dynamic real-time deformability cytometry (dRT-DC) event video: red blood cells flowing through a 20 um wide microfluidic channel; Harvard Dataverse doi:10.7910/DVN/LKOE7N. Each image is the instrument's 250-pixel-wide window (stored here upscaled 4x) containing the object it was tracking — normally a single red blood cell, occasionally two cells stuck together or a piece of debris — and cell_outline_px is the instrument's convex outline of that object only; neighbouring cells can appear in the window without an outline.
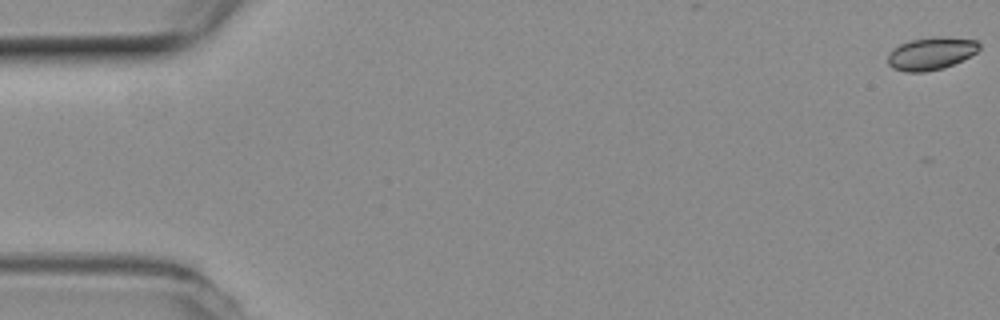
{"species": "common noctule bat (a hibernating species)", "species_latin": "Nyctalus noctula", "temperature_condition": "room temperature", "stored_images_in_passage": 8, "camera_frame_rate_fps": 3000, "um_per_image_px": 0.085, "animal": {"sex": "female", "body_mass_g": 19.3, "forearm_length_mm": 54.1}, "frame": {"image": 1, "passage_image": 1, "time_ms": 0.0, "image_size_px": [1000, 320], "cell_outline_px": [[980, 48], [976, 52], [944, 68], [924, 72], [908, 72], [892, 68], [888, 64], [888, 56], [892, 48], [900, 44], [912, 40], [932, 36], [944, 36], [976, 40], [980, 44]], "centroid_in_image_um": [79.12, 4.53], "position_along_channel_um": 5.9, "area_um2": 17.34}}